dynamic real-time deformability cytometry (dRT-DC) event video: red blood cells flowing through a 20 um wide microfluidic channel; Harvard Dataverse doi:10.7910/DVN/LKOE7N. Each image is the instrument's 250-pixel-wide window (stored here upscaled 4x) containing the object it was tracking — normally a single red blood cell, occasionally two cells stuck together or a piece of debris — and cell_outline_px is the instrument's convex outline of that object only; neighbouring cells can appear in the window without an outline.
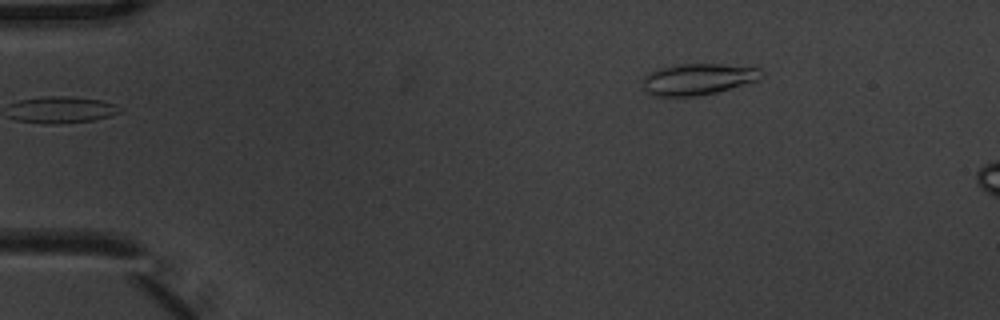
{"species": "common noctule bat (a hibernating species)", "species_latin": "Nyctalus noctula", "temperature_condition": "warm", "stored_images_in_passage": 2, "camera_frame_rate_fps": 3000, "um_per_image_px": 0.085, "animal": {"sex": "male", "body_mass_g": 20.1, "forearm_length_mm": 53.5}, "frame": {"image": 1, "passage_image": 2, "time_ms": 0.333, "image_size_px": [1000, 320], "cell_outline_px": [[764, 76], [756, 80], [716, 92], [696, 96], [652, 96], [644, 88], [644, 76], [648, 72], [660, 68], [680, 64], [756, 64], [764, 72]], "centroid_in_image_um": [59.41, 6.69], "position_along_channel_um": 25.6, "area_um2": 21.96}}